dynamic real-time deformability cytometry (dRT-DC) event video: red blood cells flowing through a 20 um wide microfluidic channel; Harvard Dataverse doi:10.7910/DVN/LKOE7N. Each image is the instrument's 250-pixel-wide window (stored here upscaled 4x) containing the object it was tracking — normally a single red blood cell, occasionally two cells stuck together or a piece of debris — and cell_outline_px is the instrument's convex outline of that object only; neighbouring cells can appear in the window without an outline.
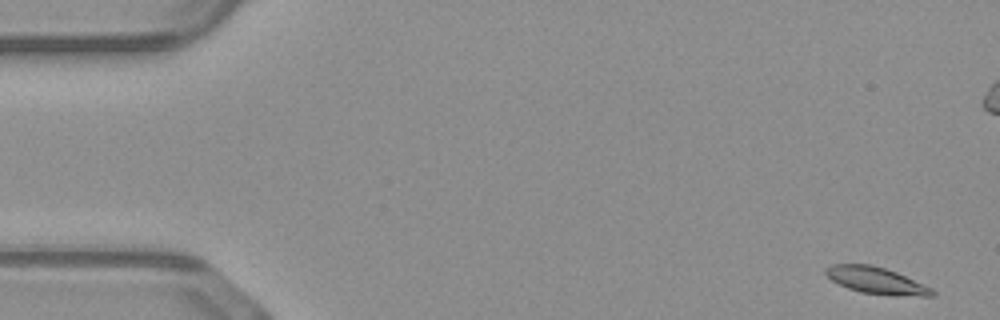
{"species": "common noctule bat (a hibernating species)", "species_latin": "Nyctalus noctula", "temperature_condition": "warm", "stored_images_in_passage": 29, "camera_frame_rate_fps": 3000, "um_per_image_px": 0.085, "animal": {"sex": "male", "body_mass_g": 23.1, "forearm_length_mm": 52.7}, "frame": {"image": 1, "passage_image": 1, "time_ms": 0.0, "image_size_px": [1000, 320], "cell_outline_px": [[936, 296], [896, 296], [860, 292], [848, 288], [832, 280], [824, 272], [824, 268], [832, 264], [872, 264], [896, 272], [932, 288], [936, 292]], "centroid_in_image_um": [74.5, 23.85], "position_along_channel_um": 10.5, "area_um2": 16.59}}
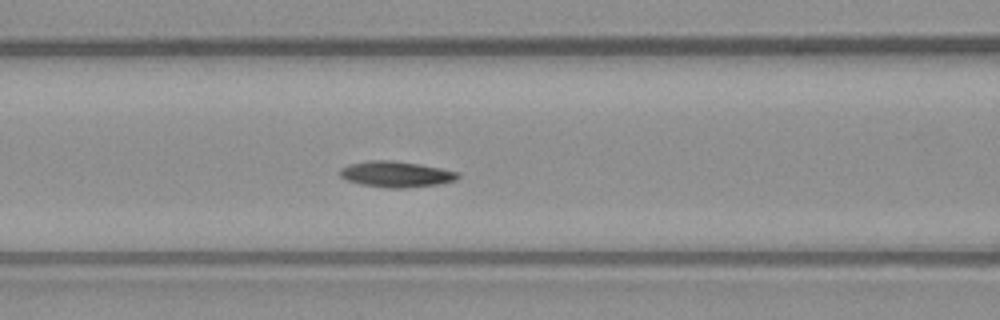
{"frame": {"image": 2, "passage_image": 20, "time_ms": 6.333, "image_size_px": [1000, 320], "cell_outline_px": [[460, 176], [456, 180], [440, 184], [404, 188], [388, 188], [360, 184], [348, 180], [340, 176], [340, 168], [348, 164], [368, 160], [392, 160], [420, 164], [460, 172]], "centroid_in_image_um": [33.68, 14.8], "position_along_channel_um": 132.9, "area_um2": 17.92}}
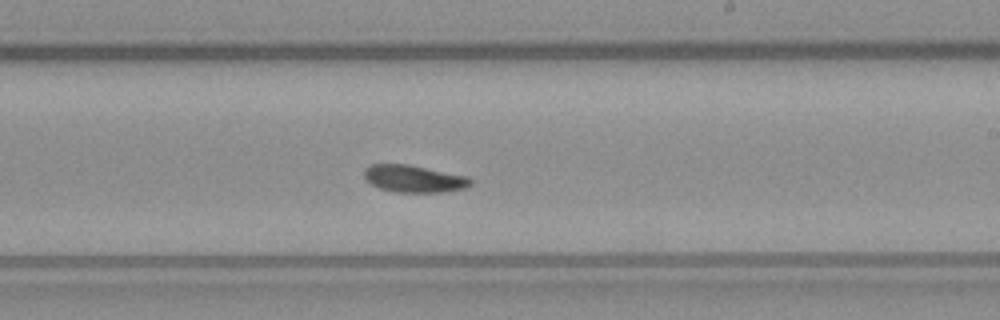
{"frame": {"image": 3, "passage_image": 29, "time_ms": 9.333, "image_size_px": [1000, 320], "cell_outline_px": [[472, 184], [468, 188], [448, 192], [396, 192], [380, 188], [372, 184], [364, 176], [364, 168], [372, 164], [408, 164], [468, 176], [472, 180]], "centroid_in_image_um": [35.24, 15.19], "position_along_channel_um": 253.8, "area_um2": 16.99}}